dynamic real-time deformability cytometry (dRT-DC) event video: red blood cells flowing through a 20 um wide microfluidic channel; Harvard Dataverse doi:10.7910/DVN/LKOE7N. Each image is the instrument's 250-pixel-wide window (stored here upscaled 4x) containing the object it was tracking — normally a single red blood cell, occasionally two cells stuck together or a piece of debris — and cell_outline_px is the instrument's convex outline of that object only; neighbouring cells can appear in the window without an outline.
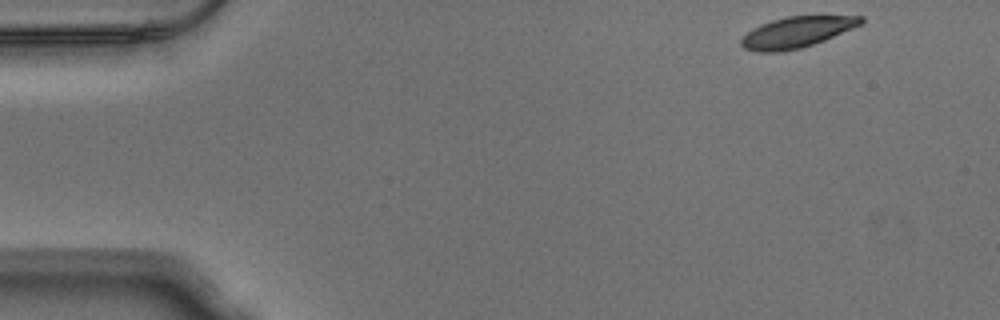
{"species": "Egyptian fruit bat (a non-hibernating species)", "species_latin": "Rousettus aegyptiacus", "temperature_condition": "warm", "stored_images_in_passage": 11, "camera_frame_rate_fps": 3000, "um_per_image_px": 0.085, "animal": {"sex": "male"}, "frame": {"image": 1, "passage_image": 1, "time_ms": 0.0, "image_size_px": [1000, 320], "cell_outline_px": [[864, 20], [860, 24], [852, 28], [824, 40], [800, 48], [780, 52], [756, 52], [744, 48], [740, 44], [740, 40], [752, 28], [760, 24], [772, 20], [788, 16], [864, 16]], "centroid_in_image_um": [67.67, 2.74], "position_along_channel_um": 17.3, "area_um2": 21.33}}